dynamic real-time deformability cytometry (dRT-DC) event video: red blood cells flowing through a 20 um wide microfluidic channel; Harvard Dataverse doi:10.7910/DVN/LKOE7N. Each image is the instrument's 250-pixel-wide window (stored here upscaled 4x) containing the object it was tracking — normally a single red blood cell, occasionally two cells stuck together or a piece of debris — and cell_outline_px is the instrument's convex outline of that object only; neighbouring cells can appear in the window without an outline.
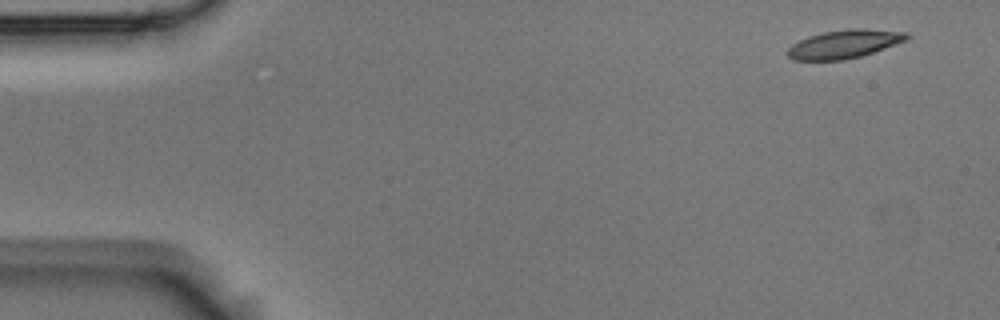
{"species": "Egyptian fruit bat (a non-hibernating species)", "species_latin": "Rousettus aegyptiacus", "temperature_condition": "room temperature", "stored_images_in_passage": 4, "camera_frame_rate_fps": 3000, "um_per_image_px": 0.085, "animal": {"sex": "male"}, "frame": {"image": 1, "passage_image": 1, "time_ms": 0.0, "image_size_px": [1000, 320], "cell_outline_px": [[912, 36], [908, 40], [860, 56], [844, 60], [792, 60], [788, 56], [788, 48], [792, 44], [808, 36], [824, 32], [848, 28], [860, 28], [908, 32]], "centroid_in_image_um": [71.79, 3.73], "position_along_channel_um": 13.2, "area_um2": 19.77}}
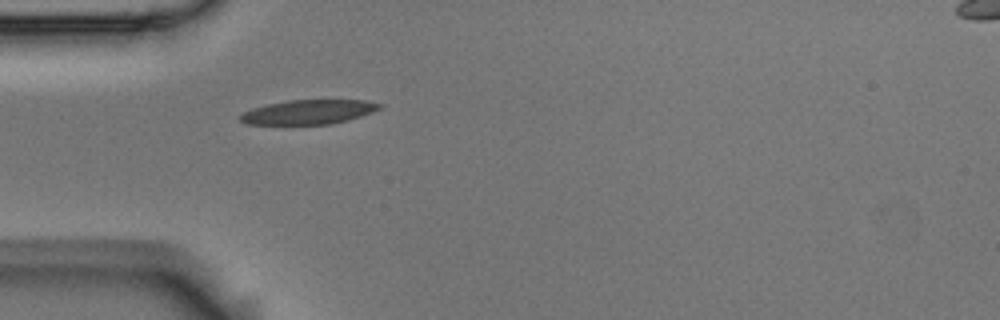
{"frame": {"image": 2, "passage_image": 4, "time_ms": 1.0, "image_size_px": [1000, 320], "cell_outline_px": [[384, 104], [380, 108], [372, 112], [348, 120], [332, 124], [244, 124], [240, 120], [240, 116], [244, 112], [252, 108], [268, 104], [288, 100], [364, 100]], "centroid_in_image_um": [26.23, 9.52], "position_along_channel_um": 58.8, "area_um2": 19.71}}